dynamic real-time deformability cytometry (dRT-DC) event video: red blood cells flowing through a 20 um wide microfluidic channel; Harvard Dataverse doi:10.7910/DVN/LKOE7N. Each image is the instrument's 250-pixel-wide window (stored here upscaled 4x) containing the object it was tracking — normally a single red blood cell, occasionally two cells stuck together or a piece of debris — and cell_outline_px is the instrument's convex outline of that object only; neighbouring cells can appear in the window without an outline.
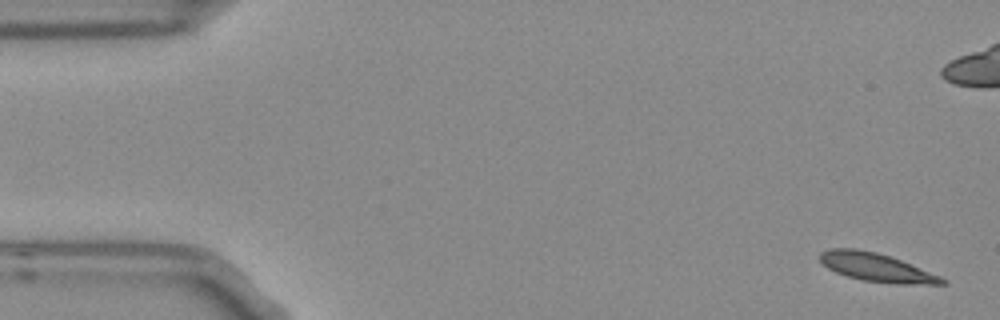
{"species": "Egyptian fruit bat (a non-hibernating species)", "species_latin": "Rousettus aegyptiacus", "temperature_condition": "room temperature", "stored_images_in_passage": 5, "camera_frame_rate_fps": 3000, "um_per_image_px": 0.085, "frame": {"image": 1, "passage_image": 1, "time_ms": 0.0, "image_size_px": [1000, 320], "cell_outline_px": [[948, 284], [896, 284], [864, 280], [848, 276], [836, 272], [828, 268], [820, 260], [820, 252], [832, 248], [856, 248], [876, 252], [900, 260], [940, 276], [948, 280]], "centroid_in_image_um": [74.51, 22.73], "position_along_channel_um": 10.5, "area_um2": 19.94}}